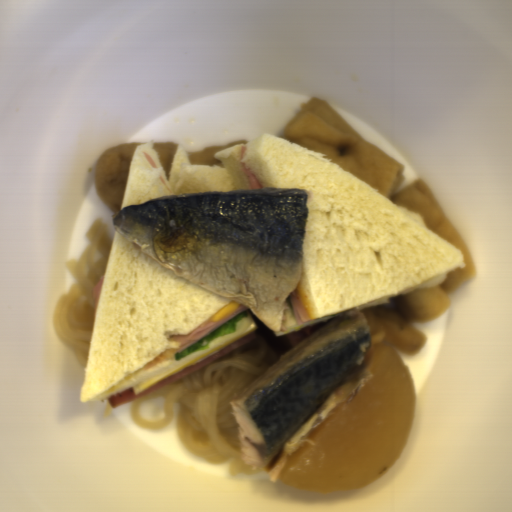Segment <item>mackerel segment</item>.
Returning <instances> with one entry per match:
<instances>
[{
    "label": "mackerel segment",
    "instance_id": "14911b7f",
    "mask_svg": "<svg viewBox=\"0 0 512 512\" xmlns=\"http://www.w3.org/2000/svg\"><path fill=\"white\" fill-rule=\"evenodd\" d=\"M310 194L263 187L166 195L111 221L177 276L240 303L276 332L303 270Z\"/></svg>",
    "mask_w": 512,
    "mask_h": 512
},
{
    "label": "mackerel segment",
    "instance_id": "c1d32c5f",
    "mask_svg": "<svg viewBox=\"0 0 512 512\" xmlns=\"http://www.w3.org/2000/svg\"><path fill=\"white\" fill-rule=\"evenodd\" d=\"M371 332L363 310L347 311L285 352L230 399L240 459L274 484L290 455L332 410L374 376L366 363Z\"/></svg>",
    "mask_w": 512,
    "mask_h": 512
}]
</instances>
